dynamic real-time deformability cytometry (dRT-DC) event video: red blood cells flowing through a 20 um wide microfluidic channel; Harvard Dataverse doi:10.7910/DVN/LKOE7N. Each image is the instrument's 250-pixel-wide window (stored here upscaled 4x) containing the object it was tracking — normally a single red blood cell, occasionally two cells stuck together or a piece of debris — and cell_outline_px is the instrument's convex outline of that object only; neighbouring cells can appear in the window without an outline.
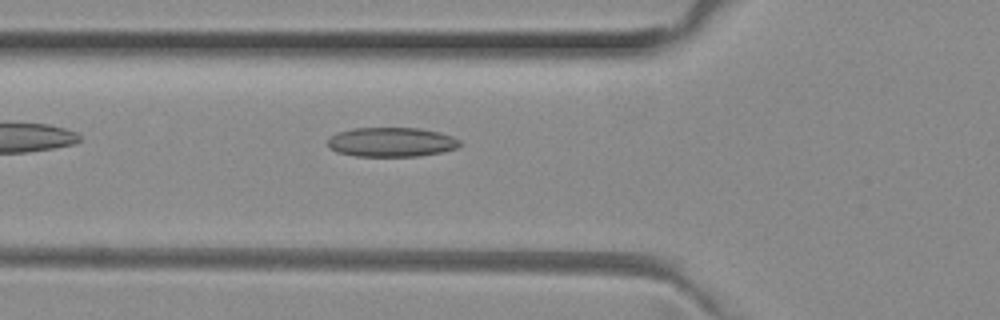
{"species": "common noctule bat (a hibernating species)", "species_latin": "Nyctalus noctula", "temperature_condition": "room temperature", "stored_images_in_passage": 33, "camera_frame_rate_fps": 3000, "um_per_image_px": 0.085, "animal": {"sex": "female", "body_mass_g": 29.2, "forearm_length_mm": 56.3}, "frame": {"image": 1, "passage_image": 3, "time_ms": 0.667, "image_size_px": [1000, 320], "cell_outline_px": [[464, 144], [456, 148], [440, 152], [420, 156], [356, 156], [336, 152], [328, 148], [328, 140], [336, 132], [352, 128], [420, 128], [440, 132], [452, 136], [460, 140]], "centroid_in_image_um": [33.28, 12.07], "position_along_channel_um": 92.5, "area_um2": 22.83}}
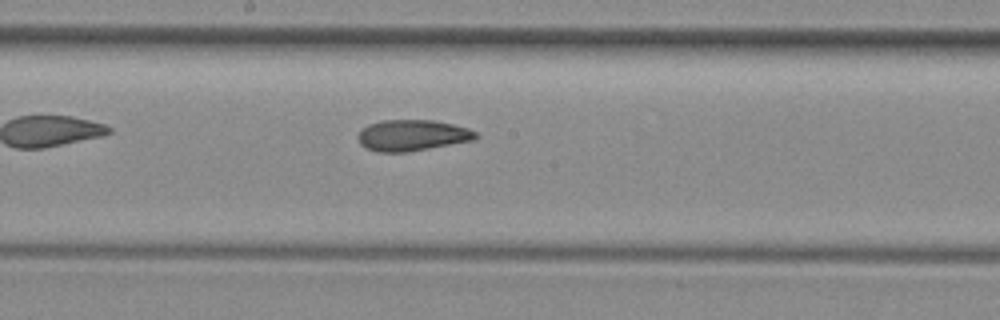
{"frame": {"image": 2, "passage_image": 12, "time_ms": 3.667, "image_size_px": [1000, 320], "cell_outline_px": [[480, 136], [476, 140], [408, 152], [376, 152], [360, 144], [356, 136], [368, 124], [380, 120], [432, 120], [452, 124], [468, 128], [476, 132]], "centroid_in_image_um": [35.06, 11.51], "position_along_channel_um": 213.1, "area_um2": 21.5}}
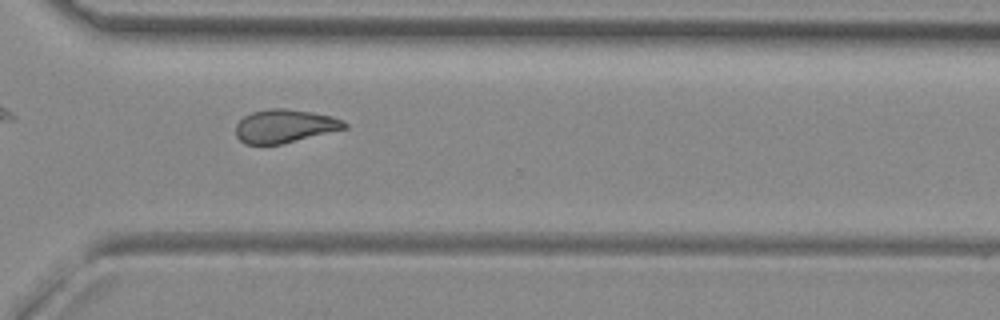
{"frame": {"image": 3, "passage_image": 22, "time_ms": 7.0, "image_size_px": [1000, 320], "cell_outline_px": [[348, 128], [280, 144], [244, 144], [236, 136], [236, 124], [244, 116], [252, 112], [272, 108], [284, 108], [312, 112], [332, 116], [344, 120], [348, 124]], "centroid_in_image_um": [24.21, 10.71], "position_along_channel_um": 346.4, "area_um2": 21.1}, "authors_computed_cell_mechanics": {"area_um2": 21.386, "velocity_mm_per_s": 3.9999, "shape_relaxation_time_tau1_ms": null, "shape_relaxation_time_tau2_ms": 2.8092, "deformation_change_tau1": null, "deformation_change_tau2": 0.0881}}